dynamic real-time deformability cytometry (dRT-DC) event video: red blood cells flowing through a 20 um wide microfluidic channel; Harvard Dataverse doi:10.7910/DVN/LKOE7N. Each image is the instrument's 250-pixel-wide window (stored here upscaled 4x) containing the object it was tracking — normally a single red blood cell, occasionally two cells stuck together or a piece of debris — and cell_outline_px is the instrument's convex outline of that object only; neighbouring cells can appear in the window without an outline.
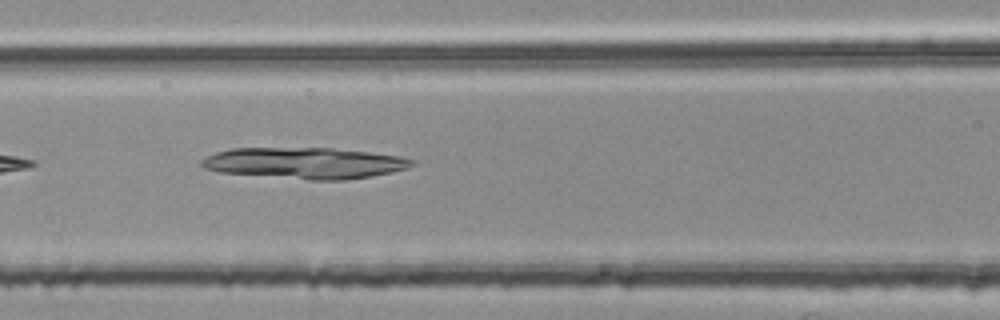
{"species": "common noctule bat (a hibernating species)", "species_latin": "Nyctalus noctula", "temperature_condition": "room temperature", "stored_images_in_passage": 7, "camera_frame_rate_fps": 3000, "um_per_image_px": 0.085, "animal": {"sex": "female", "body_mass_g": 25.1}, "frame": {"image": 1, "passage_image": 7, "time_ms": 2.0, "image_size_px": [1000, 320], "cell_outline_px": [[416, 164], [408, 168], [392, 172], [372, 176], [344, 180], [312, 180], [220, 172], [204, 168], [200, 164], [200, 160], [216, 152], [232, 148], [332, 148], [368, 152], [400, 156], [416, 160]], "centroid_in_image_um": [25.94, 13.86], "position_along_channel_um": 140.7, "area_um2": 38.26}}